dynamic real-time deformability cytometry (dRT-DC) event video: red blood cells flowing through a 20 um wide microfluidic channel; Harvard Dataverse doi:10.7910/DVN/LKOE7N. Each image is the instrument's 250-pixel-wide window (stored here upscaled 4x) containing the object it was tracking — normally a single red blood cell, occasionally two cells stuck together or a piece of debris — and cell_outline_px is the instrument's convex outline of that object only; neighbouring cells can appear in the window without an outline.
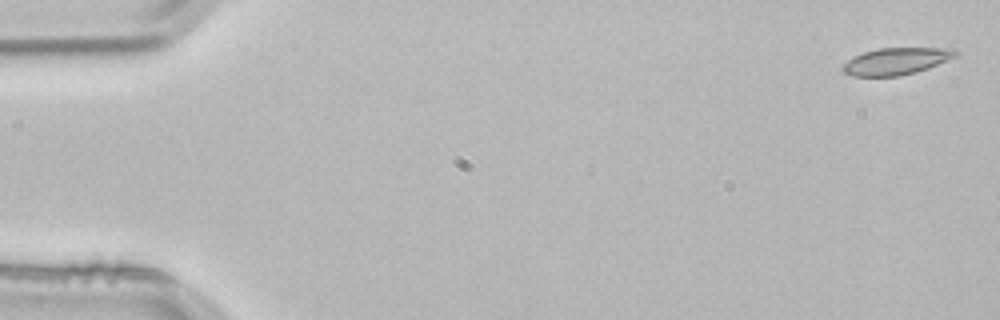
{"species": "common noctule bat (a hibernating species)", "species_latin": "Nyctalus noctula", "temperature_condition": "room temperature", "stored_images_in_passage": 5, "camera_frame_rate_fps": 3000, "um_per_image_px": 0.085, "animal": {"sex": "male", "body_mass_g": 21.5, "forearm_length_mm": 52.0}, "frame": {"image": 1, "passage_image": 1, "time_ms": 0.0, "image_size_px": [1000, 320], "cell_outline_px": [[960, 52], [956, 56], [928, 68], [916, 72], [900, 76], [852, 76], [844, 72], [840, 68], [848, 60], [864, 52], [876, 48], [956, 48]], "centroid_in_image_um": [76.2, 5.2], "position_along_channel_um": 8.8, "area_um2": 17.69}}
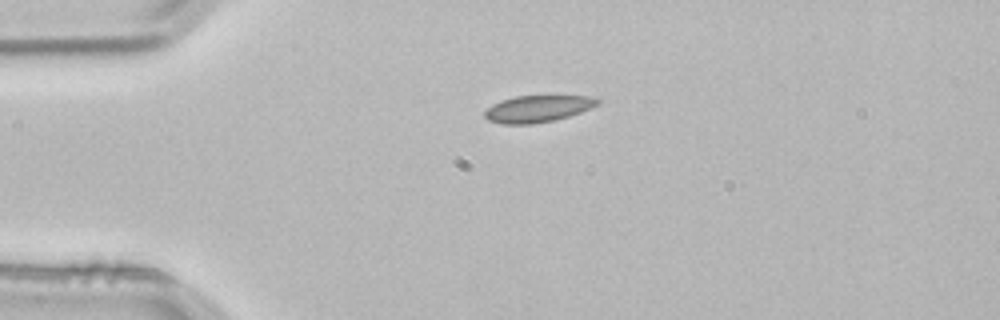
{"frame": {"image": 2, "passage_image": 3, "time_ms": 0.667, "image_size_px": [1000, 320], "cell_outline_px": [[600, 104], [580, 112], [568, 116], [552, 120], [532, 124], [500, 124], [488, 120], [484, 116], [484, 112], [492, 104], [500, 100], [516, 96], [596, 96], [600, 100]], "centroid_in_image_um": [45.7, 9.24], "position_along_channel_um": 39.3, "area_um2": 17.63}}